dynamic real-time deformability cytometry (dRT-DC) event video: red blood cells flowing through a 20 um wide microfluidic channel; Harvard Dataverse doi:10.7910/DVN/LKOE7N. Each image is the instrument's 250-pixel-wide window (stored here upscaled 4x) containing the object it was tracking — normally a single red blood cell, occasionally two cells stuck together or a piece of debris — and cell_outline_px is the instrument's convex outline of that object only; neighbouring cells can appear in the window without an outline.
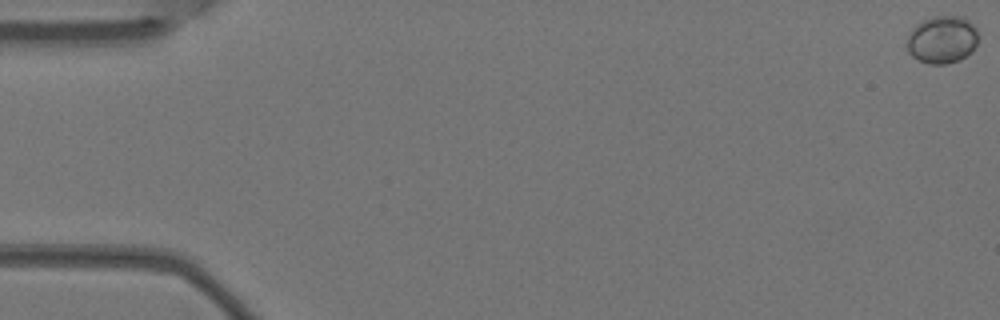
{"species": "Egyptian fruit bat (a non-hibernating species)", "species_latin": "Rousettus aegyptiacus", "temperature_condition": "warm", "stored_images_in_passage": 6, "camera_frame_rate_fps": 3000, "um_per_image_px": 0.085, "animal": {"sex": "female"}, "frame": {"image": 1, "passage_image": 1, "time_ms": 0.0, "image_size_px": [1000, 320], "cell_outline_px": [[976, 44], [960, 60], [948, 64], [928, 64], [912, 56], [908, 52], [908, 36], [912, 28], [924, 20], [936, 16], [960, 16], [968, 20], [976, 28]], "centroid_in_image_um": [80.06, 3.37], "position_along_channel_um": 4.9, "area_um2": 19.36}}
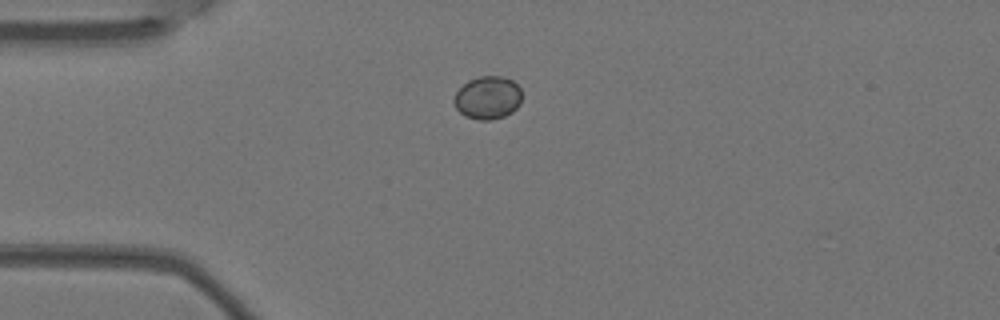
{"frame": {"image": 2, "passage_image": 5, "time_ms": 1.333, "image_size_px": [1000, 320], "cell_outline_px": [[520, 104], [512, 112], [504, 116], [492, 120], [480, 120], [464, 116], [456, 108], [452, 100], [456, 92], [468, 80], [480, 76], [504, 76], [512, 80], [520, 88]], "centroid_in_image_um": [41.44, 8.3], "position_along_channel_um": 43.6, "area_um2": 17.05}}